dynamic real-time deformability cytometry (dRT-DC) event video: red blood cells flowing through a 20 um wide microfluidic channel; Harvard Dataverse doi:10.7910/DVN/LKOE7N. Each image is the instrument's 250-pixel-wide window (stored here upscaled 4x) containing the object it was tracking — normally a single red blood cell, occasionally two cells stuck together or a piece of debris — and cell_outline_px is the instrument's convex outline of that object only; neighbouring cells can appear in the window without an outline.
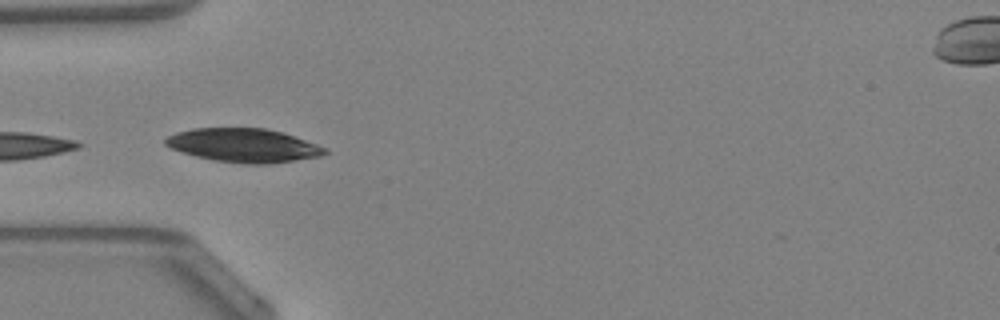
{"species": "Egyptian fruit bat (a non-hibernating species)", "species_latin": "Rousettus aegyptiacus", "temperature_condition": "warm", "stored_images_in_passage": 46, "camera_frame_rate_fps": 3000, "um_per_image_px": 0.085, "animal": {"sex": "female"}, "frame": {"image": 1, "passage_image": 14, "time_ms": 4.333, "image_size_px": [1000, 320], "cell_outline_px": [[328, 152], [320, 156], [272, 164], [248, 164], [216, 160], [196, 156], [172, 148], [164, 144], [164, 140], [168, 136], [176, 132], [192, 128], [264, 128], [284, 132], [328, 148]], "centroid_in_image_um": [20.75, 12.35], "position_along_channel_um": 64.3, "area_um2": 31.27}, "authors_computed_cell_mechanics": {"area_um2": 21.8195, "velocity_mm_per_s": 4.2536, "shape_relaxation_time_tau1_ms": 2.8669, "shape_relaxation_time_tau2_ms": 2.3341, "deformation_change_tau1": 0.113, "deformation_change_tau2": 0.0623}}